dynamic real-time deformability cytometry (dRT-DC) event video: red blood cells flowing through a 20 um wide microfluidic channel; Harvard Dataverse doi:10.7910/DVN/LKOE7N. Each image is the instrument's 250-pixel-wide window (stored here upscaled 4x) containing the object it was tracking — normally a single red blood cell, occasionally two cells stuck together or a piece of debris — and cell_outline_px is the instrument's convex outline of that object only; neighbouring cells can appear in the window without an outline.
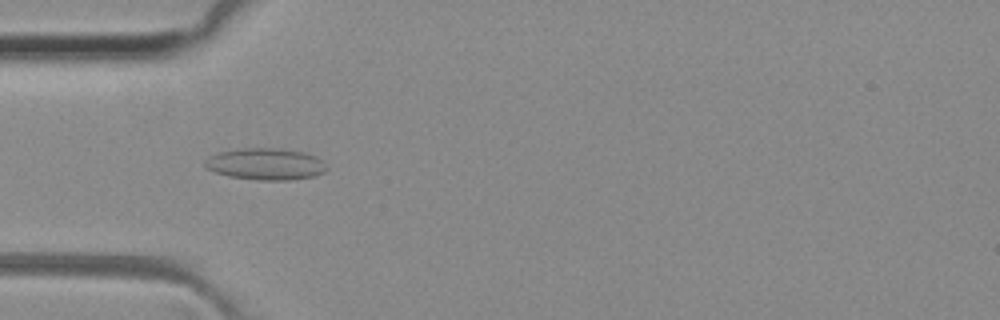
{"species": "common noctule bat (a hibernating species)", "species_latin": "Nyctalus noctula", "temperature_condition": "room temperature", "stored_images_in_passage": 50, "camera_frame_rate_fps": 3000, "um_per_image_px": 0.085, "animal": {"sex": "female", "body_mass_g": 29.2, "forearm_length_mm": 56.3}, "frame": {"image": 1, "passage_image": 15, "time_ms": 4.667, "image_size_px": [1000, 320], "cell_outline_px": [[328, 168], [324, 172], [316, 176], [288, 180], [256, 180], [228, 176], [204, 168], [204, 160], [208, 156], [220, 152], [240, 148], [280, 148], [304, 152], [316, 156]], "centroid_in_image_um": [22.55, 13.94], "position_along_channel_um": 62.4, "area_um2": 22.66}}
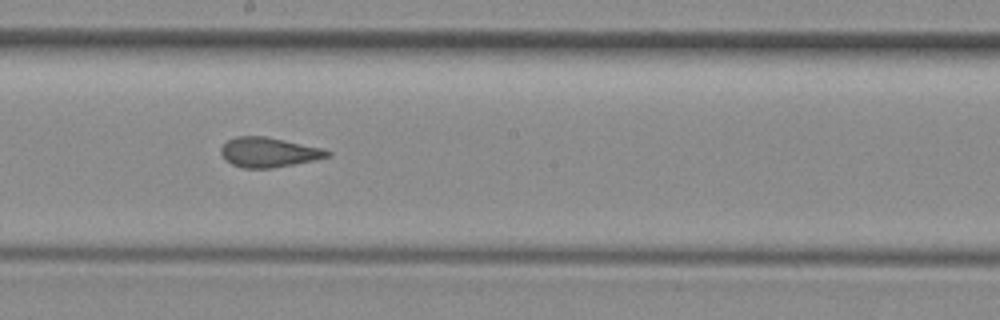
{"frame": {"image": 2, "passage_image": 27, "time_ms": 8.667, "image_size_px": [1000, 320], "cell_outline_px": [[332, 156], [272, 168], [244, 168], [232, 164], [224, 160], [220, 152], [220, 148], [228, 140], [236, 136], [264, 136], [320, 148], [332, 152]], "centroid_in_image_um": [22.79, 12.95], "position_along_channel_um": 225.4, "area_um2": 18.21}}
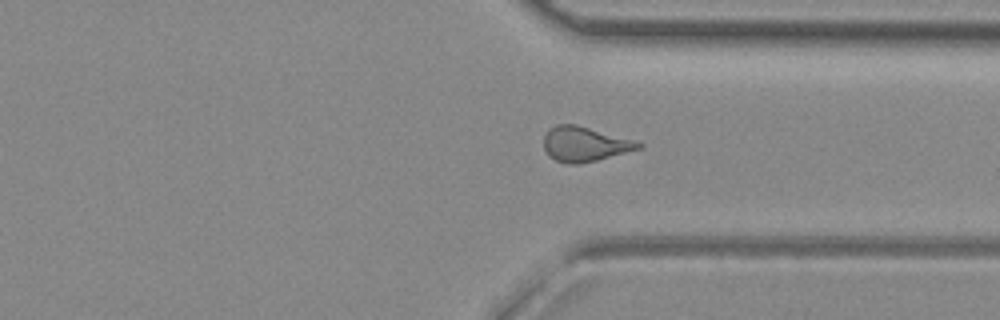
{"frame": {"image": 3, "passage_image": 37, "time_ms": 12.0, "image_size_px": [1000, 320], "cell_outline_px": [[644, 148], [580, 164], [568, 164], [556, 160], [548, 156], [544, 148], [544, 136], [548, 128], [556, 124], [576, 124], [632, 140], [644, 144]], "centroid_in_image_um": [49.67, 12.25], "position_along_channel_um": 361.7, "area_um2": 19.19}, "authors_computed_cell_mechanics": {"area_um2": 19.3919, "velocity_mm_per_s": 4.0932, "shape_relaxation_time_tau1_ms": null, "shape_relaxation_time_tau2_ms": 1.5938, "deformation_change_tau1": null, "deformation_change_tau2": 0.1002}}